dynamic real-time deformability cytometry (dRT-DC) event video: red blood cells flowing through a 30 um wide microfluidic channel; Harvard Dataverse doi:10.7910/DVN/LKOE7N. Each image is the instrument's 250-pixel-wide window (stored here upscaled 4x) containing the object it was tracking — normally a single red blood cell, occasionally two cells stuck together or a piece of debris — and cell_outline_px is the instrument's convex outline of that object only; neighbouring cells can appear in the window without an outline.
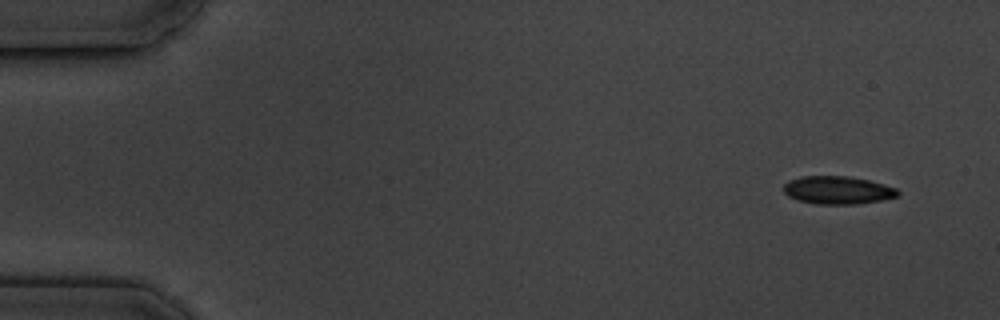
{"species": "common noctule bat (a hibernating species)", "species_latin": "Nyctalus noctula", "temperature_condition": "cold", "stored_images_in_passage": 4, "camera_frame_rate_fps": 3000, "um_per_image_px": 0.085, "animal": {"sex": "male", "body_mass_g": 19.5, "forearm_length_mm": 54.6}, "frame": {"image": 1, "passage_image": 1, "time_ms": 0.0, "image_size_px": [1000, 320], "cell_outline_px": [[900, 196], [880, 200], [856, 204], [816, 204], [800, 200], [788, 196], [784, 192], [784, 184], [788, 180], [800, 176], [848, 176], [868, 180], [884, 184], [896, 188], [900, 192]], "centroid_in_image_um": [71.21, 16.15], "position_along_channel_um": 13.8, "area_um2": 18.61}}
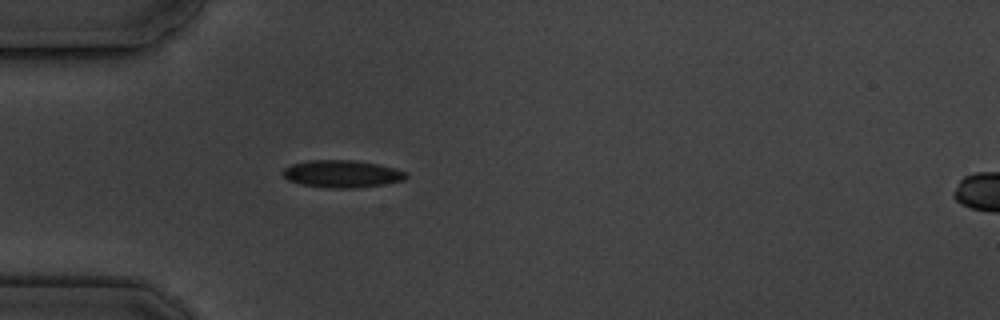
{"frame": {"image": 2, "passage_image": 4, "time_ms": 4.333, "image_size_px": [1000, 320], "cell_outline_px": [[408, 176], [404, 180], [384, 184], [360, 188], [328, 188], [300, 184], [288, 180], [280, 172], [284, 168], [292, 164], [308, 160], [356, 160], [396, 168], [408, 172]], "centroid_in_image_um": [29.08, 14.78], "position_along_channel_um": 55.9, "area_um2": 19.88}}